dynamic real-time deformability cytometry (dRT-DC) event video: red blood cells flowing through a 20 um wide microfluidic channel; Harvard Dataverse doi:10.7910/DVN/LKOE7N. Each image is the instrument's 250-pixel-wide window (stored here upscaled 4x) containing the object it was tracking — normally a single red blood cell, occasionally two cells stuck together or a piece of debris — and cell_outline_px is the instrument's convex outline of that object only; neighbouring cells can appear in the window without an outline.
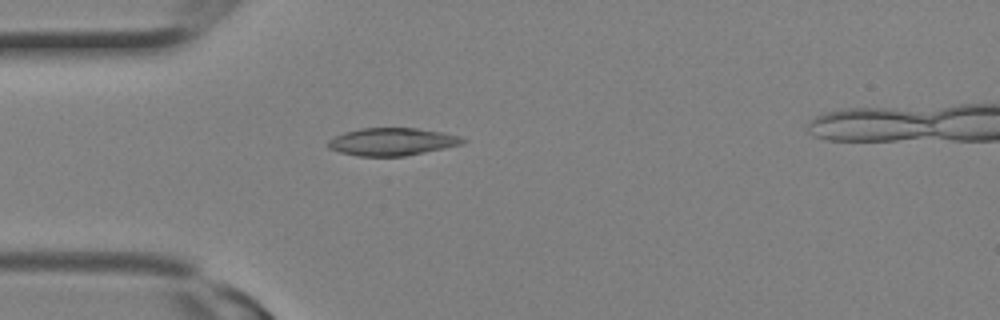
{"species": "Egyptian fruit bat (a non-hibernating species)", "species_latin": "Rousettus aegyptiacus", "temperature_condition": "room temperature", "stored_images_in_passage": 4, "camera_frame_rate_fps": 3000, "um_per_image_px": 0.085, "animal": {"sex": "female"}, "frame": {"image": 1, "passage_image": 3, "time_ms": 0.667, "image_size_px": [1000, 320], "cell_outline_px": [[468, 140], [460, 144], [444, 148], [404, 156], [356, 156], [340, 152], [328, 148], [328, 140], [344, 132], [360, 128], [416, 128], [444, 132], [460, 136]], "centroid_in_image_um": [33.32, 12.04], "position_along_channel_um": 51.7, "area_um2": 21.62}}